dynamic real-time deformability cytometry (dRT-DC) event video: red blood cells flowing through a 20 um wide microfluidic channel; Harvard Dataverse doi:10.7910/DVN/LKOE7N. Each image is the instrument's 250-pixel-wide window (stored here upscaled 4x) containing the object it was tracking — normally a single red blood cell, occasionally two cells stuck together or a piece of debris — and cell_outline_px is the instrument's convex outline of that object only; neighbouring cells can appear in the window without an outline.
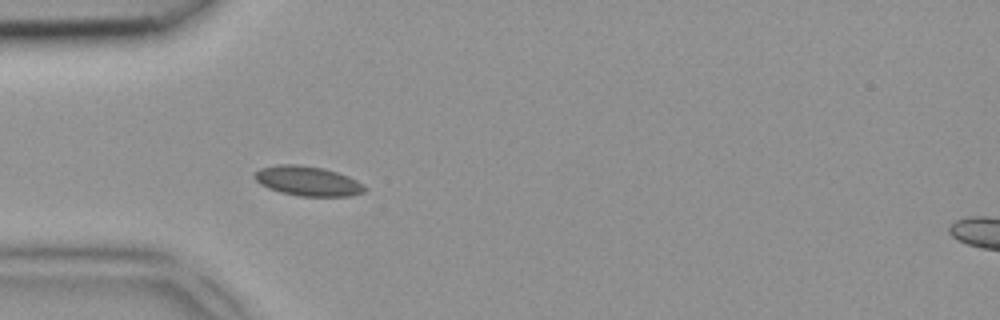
{"species": "common noctule bat (a hibernating species)", "species_latin": "Nyctalus noctula", "temperature_condition": "room temperature", "stored_images_in_passage": 4, "camera_frame_rate_fps": 3000, "um_per_image_px": 0.085, "animal": {"sex": "female", "body_mass_g": 18.4}, "frame": {"image": 1, "passage_image": 4, "time_ms": 1.0, "image_size_px": [1000, 320], "cell_outline_px": [[368, 188], [364, 192], [352, 196], [300, 196], [280, 192], [268, 188], [260, 184], [252, 176], [252, 172], [260, 168], [276, 164], [300, 164], [324, 168], [348, 176], [364, 184]], "centroid_in_image_um": [26.13, 15.38], "position_along_channel_um": 58.9, "area_um2": 19.36}}